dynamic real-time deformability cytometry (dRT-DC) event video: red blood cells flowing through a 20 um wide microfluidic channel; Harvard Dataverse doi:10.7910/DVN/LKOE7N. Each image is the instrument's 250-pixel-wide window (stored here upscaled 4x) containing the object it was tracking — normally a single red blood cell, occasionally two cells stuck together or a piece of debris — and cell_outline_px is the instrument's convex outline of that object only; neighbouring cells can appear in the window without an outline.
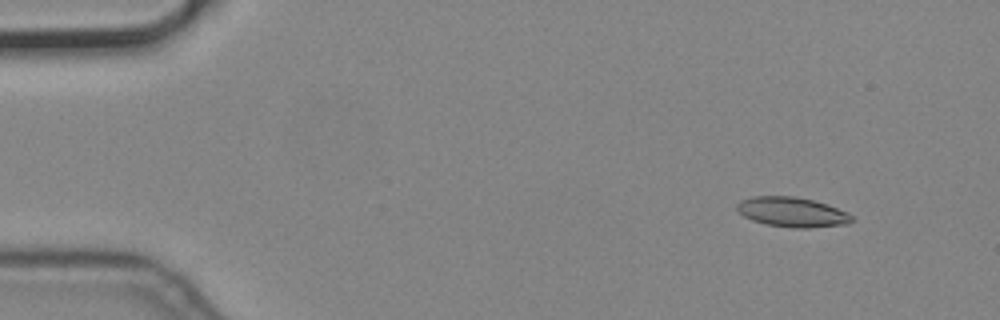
{"species": "common noctule bat (a hibernating species)", "species_latin": "Nyctalus noctula", "temperature_condition": "cold", "stored_images_in_passage": 4, "camera_frame_rate_fps": 3000, "um_per_image_px": 0.085, "animal": {"sex": "male", "body_mass_g": 19.2, "forearm_length_mm": 51.8}, "frame": {"image": 1, "passage_image": 2, "time_ms": 0.333, "image_size_px": [1000, 320], "cell_outline_px": [[856, 220], [848, 224], [808, 228], [796, 228], [764, 224], [752, 220], [744, 216], [736, 208], [736, 204], [740, 200], [752, 196], [796, 196], [828, 204], [848, 212]], "centroid_in_image_um": [67.36, 18.02], "position_along_channel_um": 17.6, "area_um2": 20.17}}